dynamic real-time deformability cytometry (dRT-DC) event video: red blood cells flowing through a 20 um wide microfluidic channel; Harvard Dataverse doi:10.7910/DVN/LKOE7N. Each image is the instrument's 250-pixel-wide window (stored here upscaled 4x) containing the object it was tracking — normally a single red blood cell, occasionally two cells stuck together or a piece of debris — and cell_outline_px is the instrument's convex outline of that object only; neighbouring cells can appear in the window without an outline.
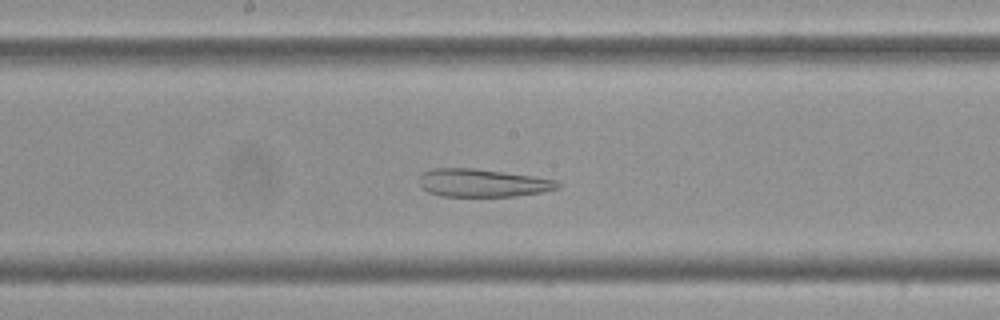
{"species": "Egyptian fruit bat (a non-hibernating species)", "species_latin": "Rousettus aegyptiacus", "temperature_condition": "cold", "stored_images_in_passage": 53, "camera_frame_rate_fps": 3000, "um_per_image_px": 0.085, "frame": {"image": 1, "passage_image": 26, "time_ms": 8.333, "image_size_px": [1000, 320], "cell_outline_px": [[560, 188], [540, 192], [516, 196], [440, 196], [428, 192], [420, 188], [420, 176], [424, 172], [432, 168], [472, 168], [532, 176], [556, 180], [560, 184]], "centroid_in_image_um": [40.98, 15.55], "position_along_channel_um": 207.2, "area_um2": 22.43}}
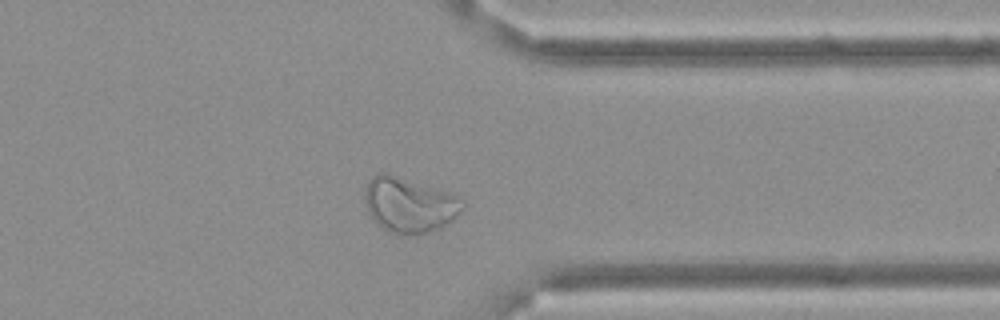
{"frame": {"image": 2, "passage_image": 41, "time_ms": 13.333, "image_size_px": [1000, 320], "cell_outline_px": [[464, 208], [452, 220], [440, 228], [416, 236], [408, 236], [388, 232], [376, 224], [368, 212], [364, 196], [364, 188], [368, 180], [372, 176], [380, 172], [388, 172], [456, 196], [464, 200]], "centroid_in_image_um": [34.74, 17.43], "position_along_channel_um": 376.7, "area_um2": 31.62}}
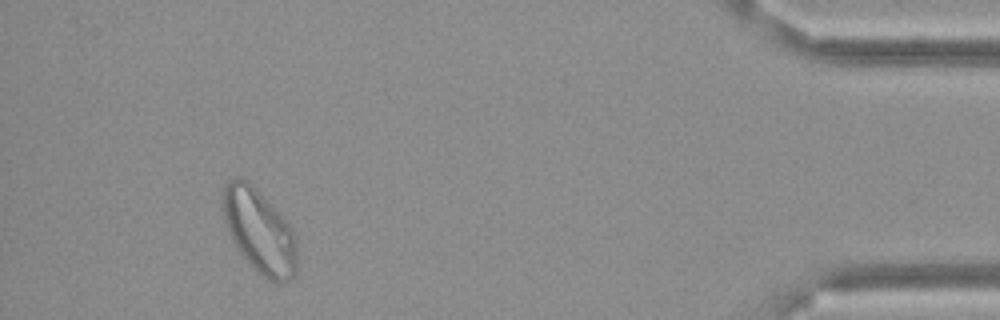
{"frame": {"image": 3, "passage_image": 49, "time_ms": 16.0, "image_size_px": [1000, 320], "cell_outline_px": [[296, 272], [288, 280], [280, 284], [268, 280], [256, 272], [252, 268], [240, 252], [232, 240], [228, 232], [224, 220], [220, 192], [228, 180], [248, 180], [252, 184], [292, 228], [296, 240]], "centroid_in_image_um": [22.01, 19.67], "position_along_channel_um": 413.2, "area_um2": 36.18}}